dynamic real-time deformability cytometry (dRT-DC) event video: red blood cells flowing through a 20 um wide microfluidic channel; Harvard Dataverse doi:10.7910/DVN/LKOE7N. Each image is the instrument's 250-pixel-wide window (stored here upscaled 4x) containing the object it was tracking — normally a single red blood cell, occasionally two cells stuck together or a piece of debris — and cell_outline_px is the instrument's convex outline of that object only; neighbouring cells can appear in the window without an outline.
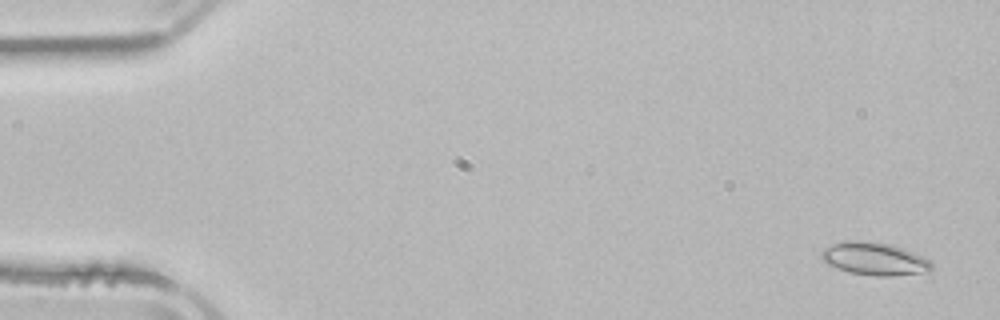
{"species": "common noctule bat (a hibernating species)", "species_latin": "Nyctalus noctula", "temperature_condition": "room temperature", "stored_images_in_passage": 5, "camera_frame_rate_fps": 3000, "um_per_image_px": 0.085, "animal": {"sex": "male", "body_mass_g": 21.5, "forearm_length_mm": 52.0}, "frame": {"image": 1, "passage_image": 1, "time_ms": 0.0, "image_size_px": [1000, 320], "cell_outline_px": [[932, 268], [928, 272], [892, 276], [872, 276], [848, 272], [836, 268], [820, 260], [820, 252], [824, 248], [832, 244], [852, 240], [856, 240], [888, 244], [904, 248], [924, 256], [932, 264]], "centroid_in_image_um": [74.31, 22.01], "position_along_channel_um": 10.7, "area_um2": 21.21}}